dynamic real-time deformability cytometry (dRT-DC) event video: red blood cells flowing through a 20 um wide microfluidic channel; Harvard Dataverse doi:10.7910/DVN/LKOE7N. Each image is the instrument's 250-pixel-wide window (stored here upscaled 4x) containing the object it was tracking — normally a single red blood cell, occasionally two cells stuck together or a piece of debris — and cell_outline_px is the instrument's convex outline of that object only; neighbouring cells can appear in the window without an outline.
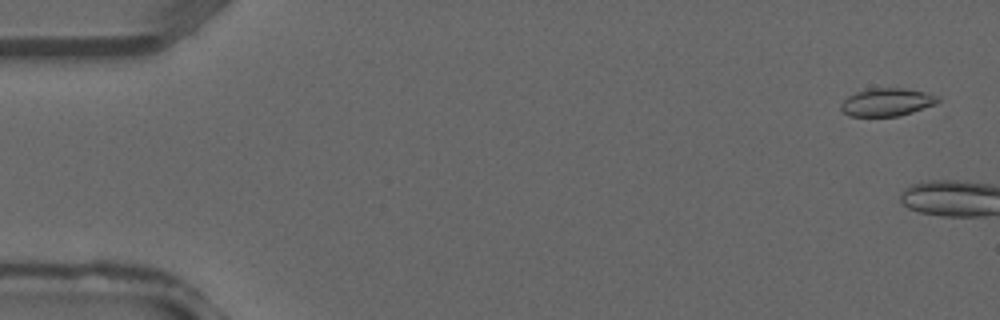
{"species": "common noctule bat (a hibernating species)", "species_latin": "Nyctalus noctula", "temperature_condition": "warm", "stored_images_in_passage": 4, "camera_frame_rate_fps": 3000, "um_per_image_px": 0.085, "animal": {"sex": "male", "forearm_length_mm": 52.5}, "frame": {"image": 1, "passage_image": 2, "time_ms": 0.333, "image_size_px": [1000, 320], "cell_outline_px": [[940, 100], [936, 108], [900, 116], [848, 116], [840, 108], [840, 104], [848, 96], [856, 92], [872, 88], [904, 88], [924, 92], [940, 96]], "centroid_in_image_um": [75.51, 8.7], "position_along_channel_um": 9.5, "area_um2": 16.36}}